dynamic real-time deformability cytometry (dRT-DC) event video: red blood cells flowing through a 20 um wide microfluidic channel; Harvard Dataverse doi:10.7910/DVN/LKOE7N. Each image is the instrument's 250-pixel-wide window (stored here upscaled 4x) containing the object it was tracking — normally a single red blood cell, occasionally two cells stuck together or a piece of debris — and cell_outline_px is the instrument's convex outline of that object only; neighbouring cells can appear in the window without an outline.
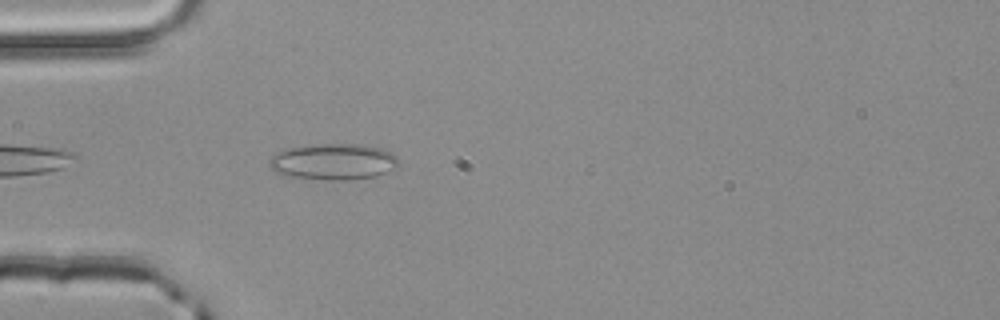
{"species": "common noctule bat (a hibernating species)", "species_latin": "Nyctalus noctula", "temperature_condition": "room temperature", "stored_images_in_passage": 8, "camera_frame_rate_fps": 3000, "um_per_image_px": 0.085, "animal": {"sex": "male", "body_mass_g": 20.4}, "frame": {"image": 1, "passage_image": 2, "time_ms": 0.333, "image_size_px": [1000, 320], "cell_outline_px": [[396, 168], [376, 176], [352, 180], [324, 180], [288, 176], [276, 172], [268, 164], [268, 160], [272, 156], [288, 148], [304, 144], [364, 144], [380, 148], [392, 152], [396, 156]], "centroid_in_image_um": [28.33, 13.74], "position_along_channel_um": 56.7, "area_um2": 27.46}}